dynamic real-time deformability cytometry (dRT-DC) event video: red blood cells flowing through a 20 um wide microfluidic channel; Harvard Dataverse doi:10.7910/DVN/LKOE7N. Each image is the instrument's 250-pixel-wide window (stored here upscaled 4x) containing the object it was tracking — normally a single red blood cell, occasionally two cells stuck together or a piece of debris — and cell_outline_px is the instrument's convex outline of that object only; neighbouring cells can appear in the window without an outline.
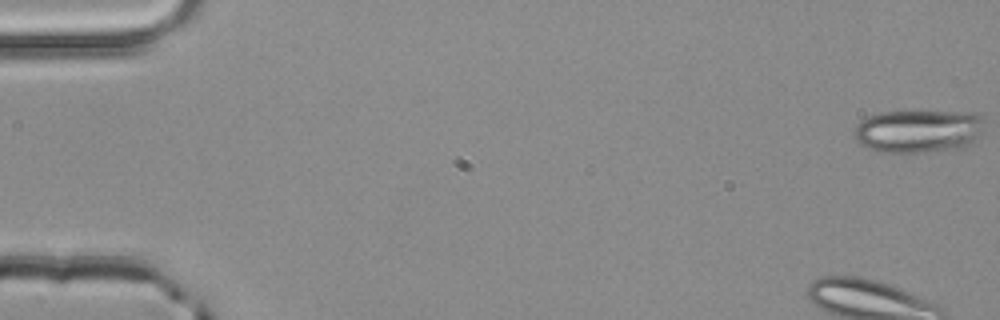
{"species": "common noctule bat (a hibernating species)", "species_latin": "Nyctalus noctula", "temperature_condition": "room temperature", "stored_images_in_passage": 53, "camera_frame_rate_fps": 3000, "um_per_image_px": 0.085, "animal": {"sex": "male", "body_mass_g": 20.4}, "frame": {"image": 1, "passage_image": 1, "time_ms": 0.0, "image_size_px": [1000, 320], "cell_outline_px": [[984, 132], [972, 144], [960, 148], [924, 152], [880, 152], [868, 148], [860, 144], [856, 140], [852, 132], [856, 124], [860, 120], [868, 116], [880, 112], [972, 112], [980, 116]], "centroid_in_image_um": [78.04, 11.15], "position_along_channel_um": 7.0, "area_um2": 32.89}}
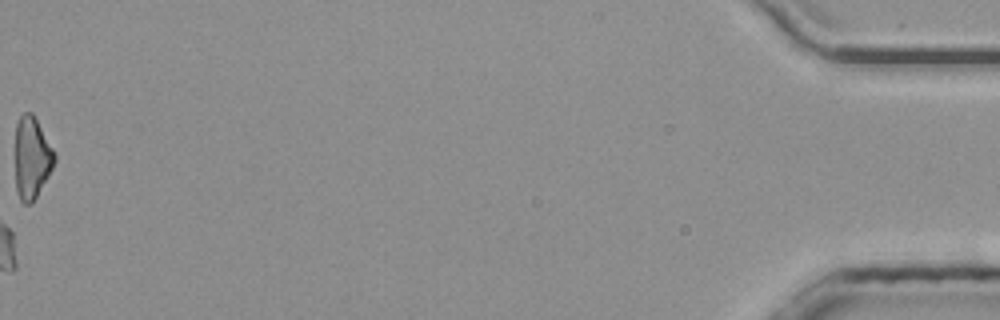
{"frame": {"image": 2, "passage_image": 53, "time_ms": 17.333, "image_size_px": [1000, 320], "cell_outline_px": [[56, 160], [48, 176], [36, 196], [28, 204], [24, 204], [20, 200], [16, 188], [12, 152], [16, 124], [20, 116], [24, 112], [32, 112], [52, 148], [56, 156]], "centroid_in_image_um": [2.63, 13.38], "position_along_channel_um": 432.6, "area_um2": 19.25}, "authors_computed_cell_mechanics": {"area_um2": 18.1492, "velocity_mm_per_s": 3.9808, "shape_relaxation_time_tau1_ms": null, "shape_relaxation_time_tau2_ms": 2.7159, "deformation_change_tau1": null, "deformation_change_tau2": 0.0832}}